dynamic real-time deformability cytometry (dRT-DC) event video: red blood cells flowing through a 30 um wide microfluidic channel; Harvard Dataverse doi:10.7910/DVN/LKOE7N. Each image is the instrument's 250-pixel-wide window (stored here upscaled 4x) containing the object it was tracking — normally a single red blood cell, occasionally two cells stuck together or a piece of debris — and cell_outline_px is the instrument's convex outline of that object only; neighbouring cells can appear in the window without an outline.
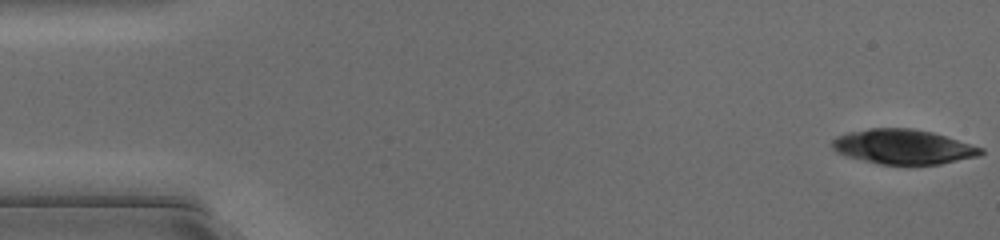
{"species": "common noctule bat (a hibernating species)", "species_latin": "Nyctalus noctula", "temperature_condition": "cold", "stored_images_in_passage": 48, "camera_frame_rate_fps": 3000, "um_per_image_px": 0.085, "animal": {"sex": "female", "body_mass_g": 17.0, "forearm_length_mm": 48.0}, "frame": {"image": 1, "passage_image": 1, "time_ms": 0.0, "image_size_px": [1000, 240], "cell_outline_px": [[984, 152], [976, 156], [940, 164], [880, 164], [848, 156], [836, 152], [832, 148], [832, 140], [840, 136], [852, 132], [868, 128], [912, 128], [932, 132], [984, 148]], "centroid_in_image_um": [76.79, 12.47], "position_along_channel_um": 8.2, "area_um2": 29.59}}